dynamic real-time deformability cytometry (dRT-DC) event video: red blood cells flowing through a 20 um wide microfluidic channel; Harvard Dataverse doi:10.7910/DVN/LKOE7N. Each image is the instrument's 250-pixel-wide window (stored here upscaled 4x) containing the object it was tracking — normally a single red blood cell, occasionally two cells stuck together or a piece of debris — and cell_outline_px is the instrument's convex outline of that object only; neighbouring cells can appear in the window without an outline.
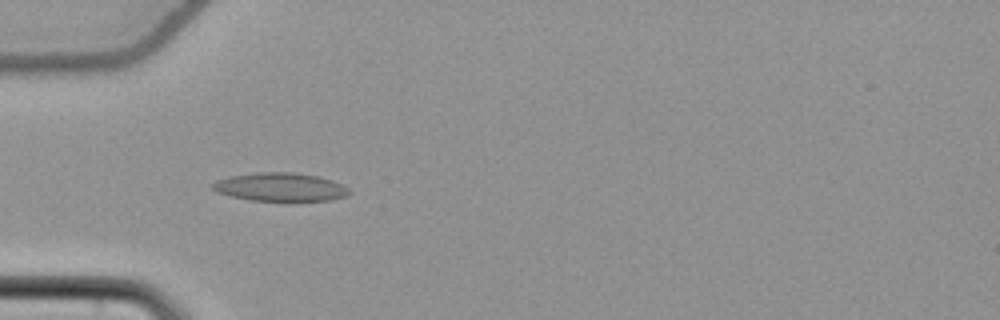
{"species": "common noctule bat (a hibernating species)", "species_latin": "Nyctalus noctula", "temperature_condition": "cold", "stored_images_in_passage": 20, "camera_frame_rate_fps": 3000, "um_per_image_px": 0.085, "animal": {"sex": "female", "body_mass_g": 22.7, "forearm_length_mm": 54.2}, "frame": {"image": 1, "passage_image": 16, "time_ms": 5.0, "image_size_px": [1000, 320], "cell_outline_px": [[352, 192], [344, 196], [332, 200], [288, 204], [252, 200], [232, 196], [216, 192], [212, 188], [212, 184], [216, 180], [232, 176], [260, 172], [292, 172], [316, 176], [332, 180], [348, 188]], "centroid_in_image_um": [23.86, 15.95], "position_along_channel_um": 61.1, "area_um2": 23.35}}
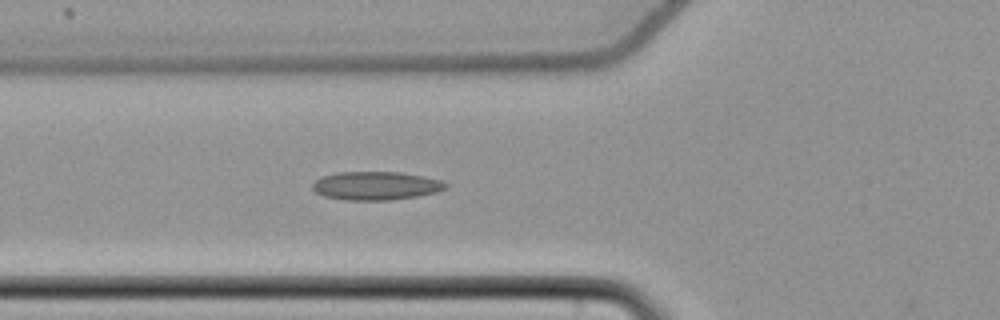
{"frame": {"image": 2, "passage_image": 19, "time_ms": 6.0, "image_size_px": [1000, 320], "cell_outline_px": [[448, 188], [436, 192], [416, 196], [392, 200], [344, 200], [324, 196], [316, 192], [312, 188], [312, 184], [320, 176], [336, 172], [400, 172], [424, 176], [440, 180], [448, 184]], "centroid_in_image_um": [31.94, 15.78], "position_along_channel_um": 93.9, "area_um2": 22.2}}